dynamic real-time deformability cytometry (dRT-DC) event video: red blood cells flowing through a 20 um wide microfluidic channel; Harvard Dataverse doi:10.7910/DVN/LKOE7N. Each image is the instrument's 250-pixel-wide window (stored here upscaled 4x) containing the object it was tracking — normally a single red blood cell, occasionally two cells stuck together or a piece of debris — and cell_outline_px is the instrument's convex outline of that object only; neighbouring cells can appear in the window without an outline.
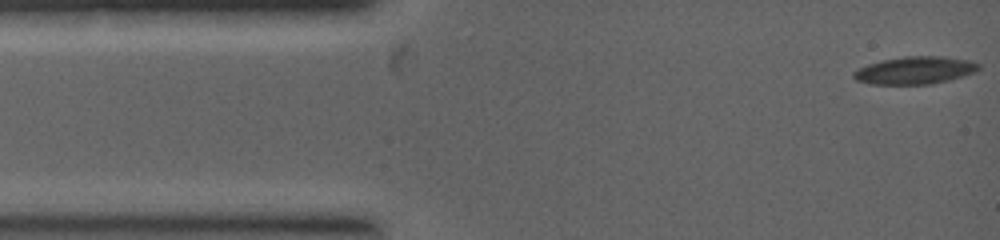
{"species": "common noctule bat (a hibernating species)", "species_latin": "Nyctalus noctula", "temperature_condition": "warm", "stored_images_in_passage": 2, "camera_frame_rate_fps": 5000, "um_per_image_px": 0.085, "animal": {"sex": "female", "body_mass_g": 19.0, "forearm_length_mm": 53.3}, "frame": {"image": 1, "passage_image": 2, "time_ms": 0.2, "image_size_px": [1000, 240], "cell_outline_px": [[980, 68], [976, 72], [948, 80], [932, 84], [872, 84], [856, 80], [852, 76], [852, 72], [868, 64], [884, 60], [904, 56], [944, 56], [968, 60], [980, 64]], "centroid_in_image_um": [77.79, 5.97], "position_along_channel_um": 7.2, "area_um2": 20.0}}